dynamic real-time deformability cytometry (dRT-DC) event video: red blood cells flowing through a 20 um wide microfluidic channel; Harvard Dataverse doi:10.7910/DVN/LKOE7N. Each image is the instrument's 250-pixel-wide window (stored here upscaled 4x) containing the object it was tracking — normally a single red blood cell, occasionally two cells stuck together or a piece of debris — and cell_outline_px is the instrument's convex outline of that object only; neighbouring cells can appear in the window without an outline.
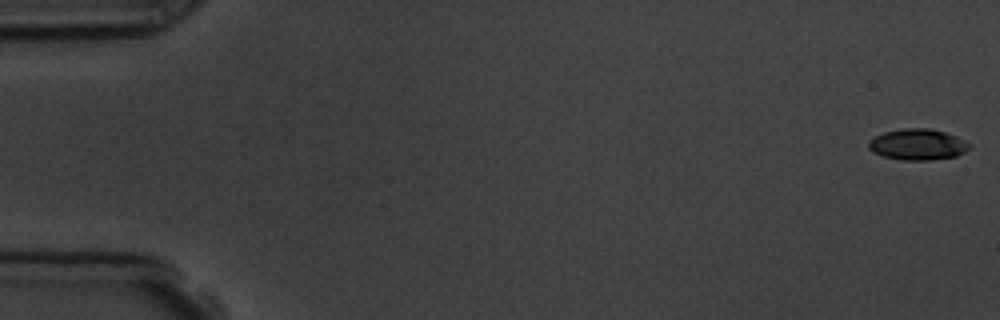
{"species": "common noctule bat (a hibernating species)", "species_latin": "Nyctalus noctula", "temperature_condition": "room temperature", "stored_images_in_passage": 6, "camera_frame_rate_fps": 3000, "um_per_image_px": 0.085, "animal": {"sex": "male", "body_mass_g": 19.5, "forearm_length_mm": 54.6}, "frame": {"image": 1, "passage_image": 1, "time_ms": 0.0, "image_size_px": [1000, 320], "cell_outline_px": [[972, 144], [964, 152], [956, 156], [932, 160], [904, 160], [884, 156], [872, 152], [868, 148], [868, 140], [884, 132], [904, 128], [928, 128], [944, 132], [956, 136]], "centroid_in_image_um": [77.99, 12.28], "position_along_channel_um": 7.0, "area_um2": 18.21}}
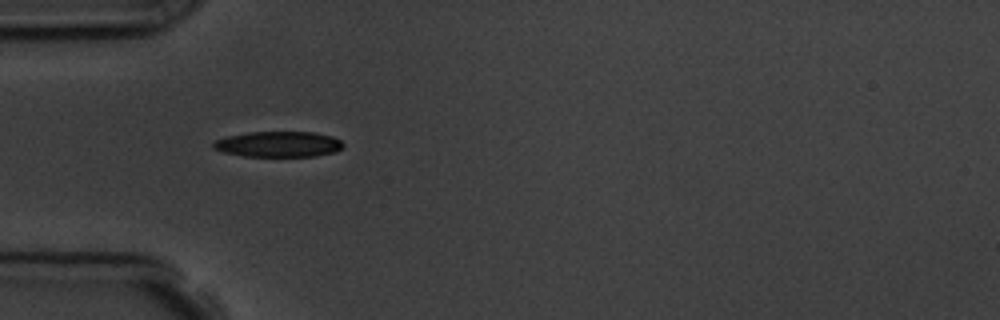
{"frame": {"image": 2, "passage_image": 5, "time_ms": 5.333, "image_size_px": [1000, 320], "cell_outline_px": [[344, 144], [340, 148], [332, 152], [316, 156], [244, 156], [224, 152], [212, 148], [212, 144], [216, 140], [224, 136], [248, 132], [316, 132], [332, 136], [340, 140]], "centroid_in_image_um": [23.63, 12.24], "position_along_channel_um": 61.4, "area_um2": 19.36}}